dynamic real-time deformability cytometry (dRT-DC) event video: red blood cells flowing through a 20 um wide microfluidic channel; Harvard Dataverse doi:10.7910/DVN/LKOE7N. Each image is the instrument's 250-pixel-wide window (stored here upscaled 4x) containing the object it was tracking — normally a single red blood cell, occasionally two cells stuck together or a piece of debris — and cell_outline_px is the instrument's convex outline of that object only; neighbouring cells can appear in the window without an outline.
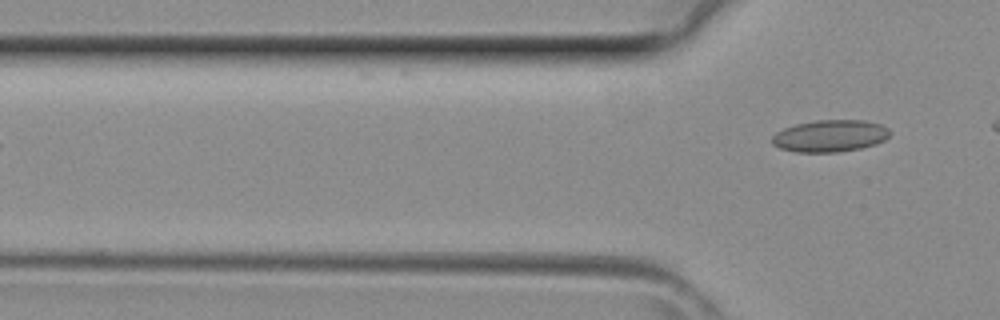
{"species": "common noctule bat (a hibernating species)", "species_latin": "Nyctalus noctula", "temperature_condition": "room temperature", "stored_images_in_passage": 4, "camera_frame_rate_fps": 3000, "um_per_image_px": 0.085, "animal": {"sex": "female", "body_mass_g": 29.2, "forearm_length_mm": 56.3}, "frame": {"image": 1, "passage_image": 4, "time_ms": 1.0, "image_size_px": [1000, 320], "cell_outline_px": [[888, 136], [884, 140], [876, 144], [860, 148], [840, 152], [796, 152], [780, 148], [772, 144], [772, 136], [776, 132], [784, 128], [796, 124], [816, 120], [864, 120], [880, 124], [888, 128]], "centroid_in_image_um": [70.53, 11.55], "position_along_channel_um": 55.3, "area_um2": 21.91}}